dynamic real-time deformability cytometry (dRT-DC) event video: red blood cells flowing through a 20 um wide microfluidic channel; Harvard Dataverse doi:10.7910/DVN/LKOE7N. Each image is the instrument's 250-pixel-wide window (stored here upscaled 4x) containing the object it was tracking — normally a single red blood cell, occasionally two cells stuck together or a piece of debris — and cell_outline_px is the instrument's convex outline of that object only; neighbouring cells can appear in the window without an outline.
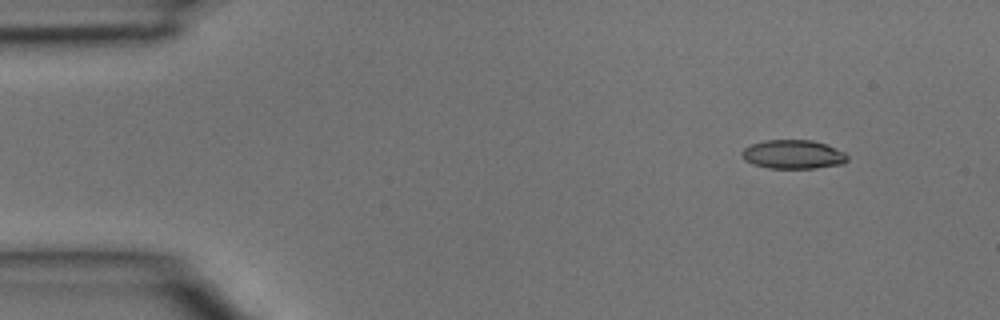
{"species": "common noctule bat (a hibernating species)", "species_latin": "Nyctalus noctula", "temperature_condition": "room temperature", "stored_images_in_passage": 4, "camera_frame_rate_fps": 3000, "um_per_image_px": 0.085, "animal": {"sex": "male", "body_mass_g": 15.6}, "frame": {"image": 1, "passage_image": 2, "time_ms": 0.333, "image_size_px": [1000, 320], "cell_outline_px": [[848, 160], [844, 164], [816, 168], [768, 168], [752, 164], [744, 160], [740, 152], [744, 148], [752, 144], [764, 140], [812, 140], [824, 144], [844, 152], [848, 156]], "centroid_in_image_um": [67.4, 13.13], "position_along_channel_um": 17.6, "area_um2": 17.8}}
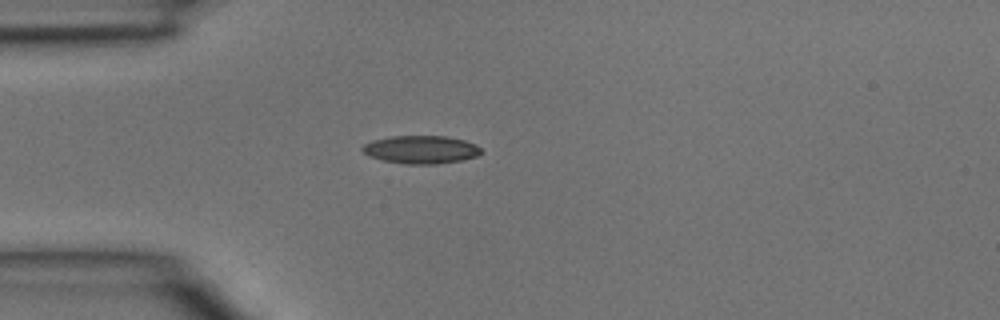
{"frame": {"image": 2, "passage_image": 4, "time_ms": 1.0, "image_size_px": [1000, 320], "cell_outline_px": [[480, 152], [476, 156], [460, 160], [436, 164], [404, 164], [380, 160], [368, 156], [360, 148], [364, 144], [372, 140], [392, 136], [444, 136], [464, 140], [476, 144], [480, 148]], "centroid_in_image_um": [35.73, 12.71], "position_along_channel_um": 49.3, "area_um2": 19.36}}